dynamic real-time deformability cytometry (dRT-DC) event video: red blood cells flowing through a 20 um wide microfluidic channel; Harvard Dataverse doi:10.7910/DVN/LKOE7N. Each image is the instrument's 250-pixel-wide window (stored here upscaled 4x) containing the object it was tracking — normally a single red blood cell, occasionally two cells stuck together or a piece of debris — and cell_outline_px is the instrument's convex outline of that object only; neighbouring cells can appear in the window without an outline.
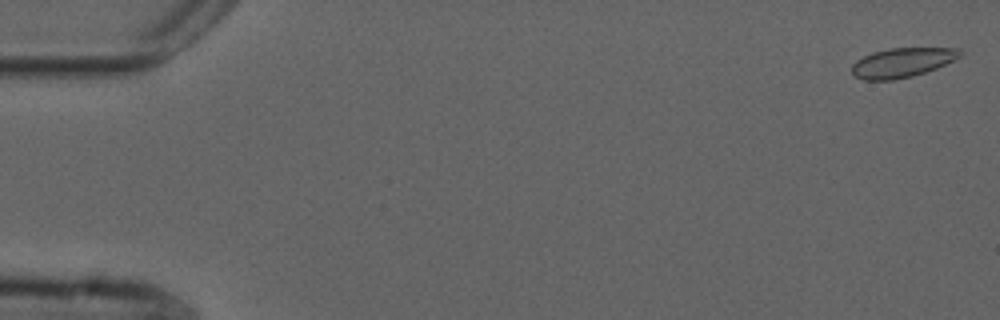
{"species": "common noctule bat (a hibernating species)", "species_latin": "Nyctalus noctula", "temperature_condition": "cold", "stored_images_in_passage": 51, "camera_frame_rate_fps": 3000, "um_per_image_px": 0.085, "animal": {"sex": "male", "forearm_length_mm": 52.5}, "frame": {"image": 1, "passage_image": 1, "time_ms": 0.0, "image_size_px": [1000, 320], "cell_outline_px": [[964, 52], [960, 56], [936, 68], [912, 76], [892, 80], [864, 80], [856, 76], [852, 72], [852, 64], [856, 60], [872, 52], [892, 48], [960, 48]], "centroid_in_image_um": [76.67, 5.31], "position_along_channel_um": 8.3, "area_um2": 18.38}}
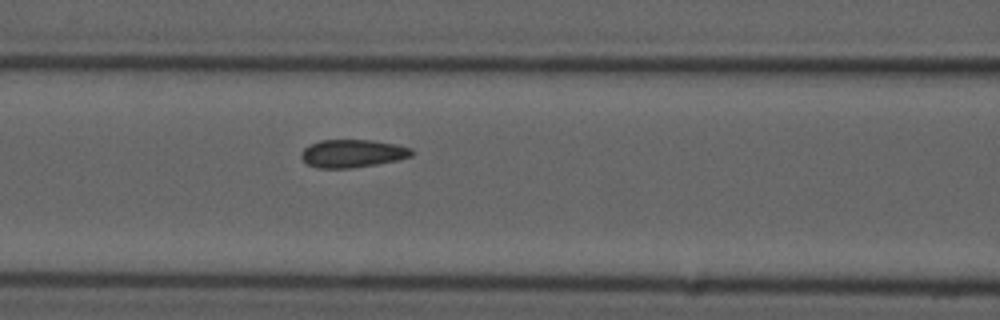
{"frame": {"image": 2, "passage_image": 23, "time_ms": 7.333, "image_size_px": [1000, 320], "cell_outline_px": [[416, 152], [412, 156], [396, 160], [376, 164], [352, 168], [316, 168], [308, 164], [300, 156], [300, 152], [304, 148], [320, 140], [372, 140], [396, 144], [412, 148]], "centroid_in_image_um": [29.98, 13.04], "position_along_channel_um": 136.6, "area_um2": 18.03}}
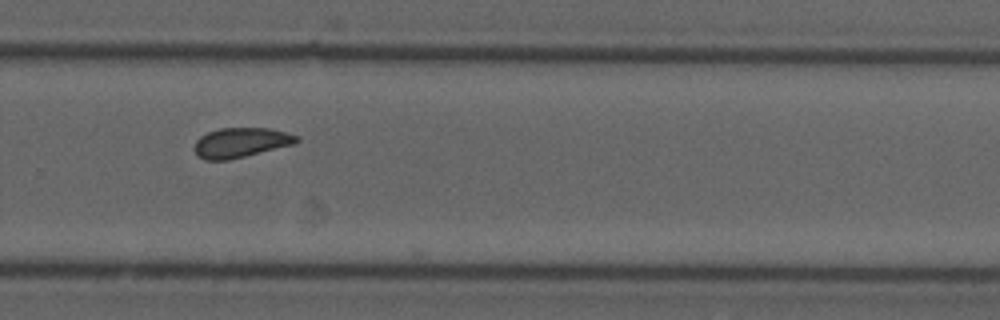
{"frame": {"image": 3, "passage_image": 37, "time_ms": 12.0, "image_size_px": [1000, 320], "cell_outline_px": [[300, 140], [296, 144], [228, 160], [204, 160], [196, 156], [196, 140], [200, 136], [208, 132], [220, 128], [268, 128], [284, 132], [296, 136]], "centroid_in_image_um": [20.47, 12.13], "position_along_channel_um": 309.3, "area_um2": 17.63}, "authors_computed_cell_mechanics": {"area_um2": 18.0914, "velocity_mm_per_s": 3.7172, "shape_relaxation_time_tau1_ms": null, "shape_relaxation_time_tau2_ms": 2.2606, "deformation_change_tau1": null, "deformation_change_tau2": 0.0519}}